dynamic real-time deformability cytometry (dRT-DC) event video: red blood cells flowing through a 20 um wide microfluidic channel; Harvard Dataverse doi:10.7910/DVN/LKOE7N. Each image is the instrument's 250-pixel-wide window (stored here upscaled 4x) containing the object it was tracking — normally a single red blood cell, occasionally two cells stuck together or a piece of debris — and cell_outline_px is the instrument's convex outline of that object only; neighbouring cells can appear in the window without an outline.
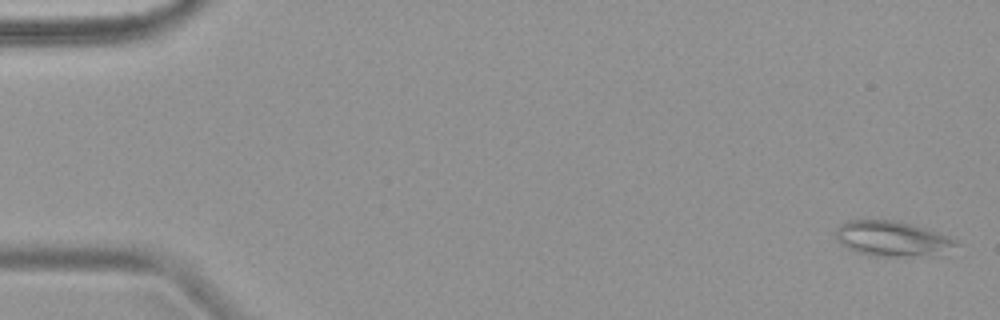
{"species": "common noctule bat (a hibernating species)", "species_latin": "Nyctalus noctula", "temperature_condition": "warm", "stored_images_in_passage": 4, "camera_frame_rate_fps": 3000, "um_per_image_px": 0.085, "animal": {"sex": "female", "body_mass_g": 18.4}, "frame": {"image": 1, "passage_image": 1, "time_ms": 0.0, "image_size_px": [1000, 320], "cell_outline_px": [[960, 244], [936, 256], [872, 256], [848, 248], [840, 244], [836, 236], [836, 228], [840, 224], [848, 220], [892, 220], [912, 224], [948, 236], [956, 240]], "centroid_in_image_um": [75.85, 20.29], "position_along_channel_um": 9.2, "area_um2": 24.62}}